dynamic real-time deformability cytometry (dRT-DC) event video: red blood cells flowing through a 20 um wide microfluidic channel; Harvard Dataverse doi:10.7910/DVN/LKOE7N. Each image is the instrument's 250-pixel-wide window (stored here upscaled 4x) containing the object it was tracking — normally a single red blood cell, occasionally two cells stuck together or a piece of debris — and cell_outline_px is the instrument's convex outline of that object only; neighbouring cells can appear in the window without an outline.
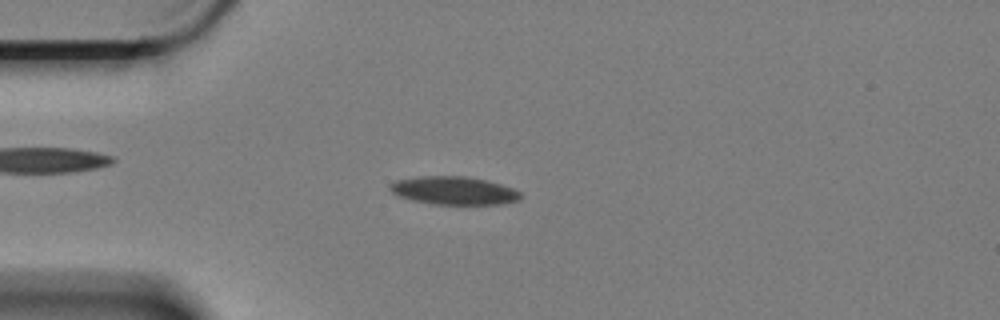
{"species": "Egyptian fruit bat (a non-hibernating species)", "species_latin": "Rousettus aegyptiacus", "temperature_condition": "cold", "stored_images_in_passage": 46, "camera_frame_rate_fps": 3000, "um_per_image_px": 0.085, "animal": {"sex": "female"}, "frame": {"image": 1, "passage_image": 2, "time_ms": 0.333, "image_size_px": [1000, 320], "cell_outline_px": [[524, 196], [520, 200], [504, 204], [432, 204], [412, 200], [400, 196], [392, 192], [388, 188], [396, 180], [420, 176], [464, 176], [484, 180], [516, 188]], "centroid_in_image_um": [38.64, 16.2], "position_along_channel_um": 46.4, "area_um2": 21.44}}
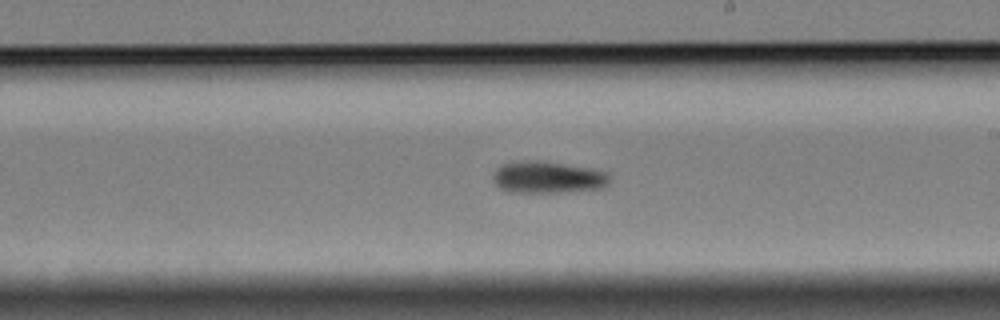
{"frame": {"image": 2, "passage_image": 21, "time_ms": 6.667, "image_size_px": [1000, 320], "cell_outline_px": [[612, 176], [608, 184], [604, 188], [560, 192], [508, 192], [500, 188], [492, 180], [492, 176], [496, 168], [504, 164], [524, 160], [540, 160], [592, 168], [608, 172]], "centroid_in_image_um": [46.59, 15.06], "position_along_channel_um": 242.4, "area_um2": 21.96}}
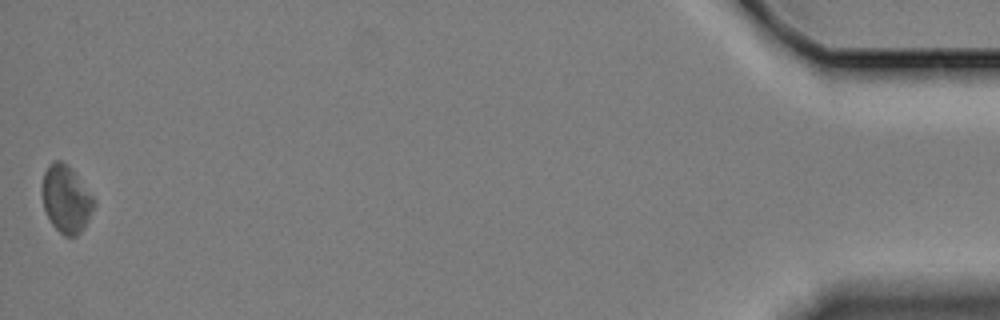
{"frame": {"image": 3, "passage_image": 46, "time_ms": 15.0, "image_size_px": [1000, 320], "cell_outline_px": [[96, 204], [84, 228], [76, 236], [64, 236], [52, 224], [44, 208], [44, 172], [48, 164], [56, 160], [60, 160], [72, 172], [96, 200]], "centroid_in_image_um": [5.65, 16.97], "position_along_channel_um": 429.6, "area_um2": 19.54}, "authors_computed_cell_mechanics": {"area_um2": 20.9525, "velocity_mm_per_s": 3.3382, "shape_relaxation_time_tau1_ms": 8.4253, "shape_relaxation_time_tau2_ms": null, "deformation_change_tau1": 0.1128, "deformation_change_tau2": null}}